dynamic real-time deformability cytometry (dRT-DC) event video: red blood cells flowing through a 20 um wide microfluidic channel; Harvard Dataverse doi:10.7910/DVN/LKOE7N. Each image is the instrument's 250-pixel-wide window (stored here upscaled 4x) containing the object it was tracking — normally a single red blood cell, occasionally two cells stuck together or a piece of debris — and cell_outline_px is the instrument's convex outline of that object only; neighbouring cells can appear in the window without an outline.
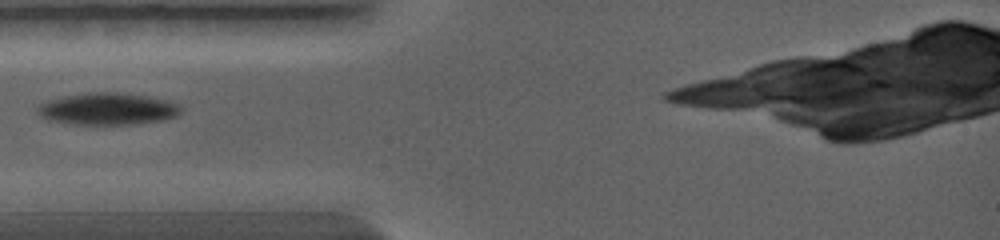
{"species": "common noctule bat (a hibernating species)", "species_latin": "Nyctalus noctula", "temperature_condition": "warm", "stored_images_in_passage": 17, "camera_frame_rate_fps": 5000, "um_per_image_px": 0.085, "animal": {"sex": "female", "body_mass_g": 19.0, "forearm_length_mm": 56.7}, "frame": {"image": 1, "passage_image": 1, "time_ms": 0.0, "image_size_px": [1000, 240], "cell_outline_px": [[184, 108], [176, 116], [160, 120], [140, 124], [76, 124], [48, 120], [40, 116], [36, 112], [36, 108], [40, 104], [48, 100], [64, 96], [92, 92], [116, 92], [148, 96], [164, 100], [176, 104]], "centroid_in_image_um": [9.12, 9.26], "position_along_channel_um": 75.9, "area_um2": 26.59}}
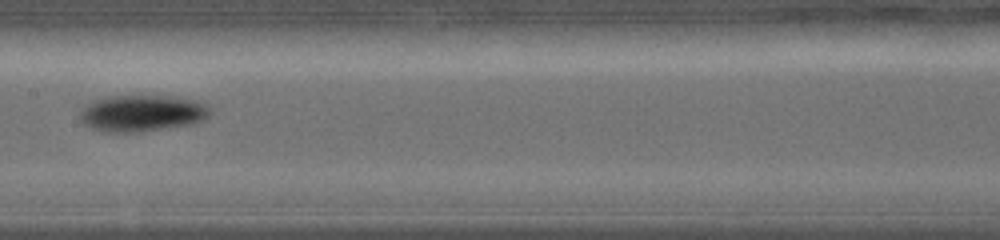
{"frame": {"image": 2, "passage_image": 6, "time_ms": 2.2, "image_size_px": [1000, 240], "cell_outline_px": [[212, 108], [208, 116], [204, 120], [192, 124], [136, 132], [104, 132], [92, 128], [84, 124], [80, 120], [80, 112], [88, 104], [96, 100], [108, 96], [176, 96], [196, 100], [208, 104]], "centroid_in_image_um": [12.12, 9.62], "position_along_channel_um": 195.3, "area_um2": 27.74}}
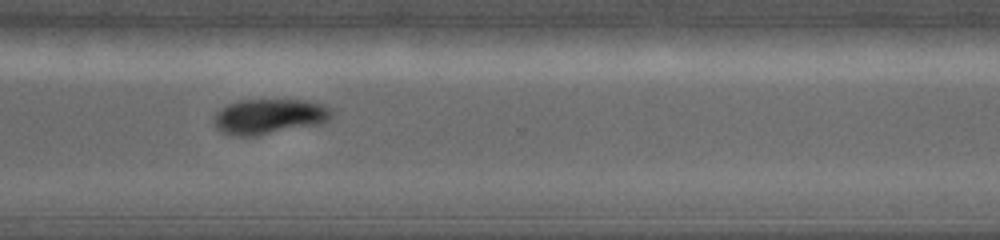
{"frame": {"image": 3, "passage_image": 12, "time_ms": 5.0, "image_size_px": [1000, 240], "cell_outline_px": [[332, 116], [328, 120], [320, 124], [256, 136], [232, 136], [216, 128], [212, 120], [216, 112], [220, 108], [228, 104], [240, 100], [308, 100], [332, 108]], "centroid_in_image_um": [22.87, 9.9], "position_along_channel_um": 347.7, "area_um2": 24.33}}